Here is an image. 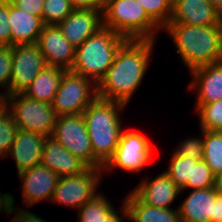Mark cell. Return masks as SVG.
<instances>
[{"label":"cell","instance_id":"1","mask_svg":"<svg viewBox=\"0 0 222 222\" xmlns=\"http://www.w3.org/2000/svg\"><path fill=\"white\" fill-rule=\"evenodd\" d=\"M155 41L127 39L97 85L98 98L127 105L143 81Z\"/></svg>","mask_w":222,"mask_h":222},{"label":"cell","instance_id":"2","mask_svg":"<svg viewBox=\"0 0 222 222\" xmlns=\"http://www.w3.org/2000/svg\"><path fill=\"white\" fill-rule=\"evenodd\" d=\"M127 105L96 98L83 111L93 157L104 166L112 157L122 133L120 110Z\"/></svg>","mask_w":222,"mask_h":222},{"label":"cell","instance_id":"3","mask_svg":"<svg viewBox=\"0 0 222 222\" xmlns=\"http://www.w3.org/2000/svg\"><path fill=\"white\" fill-rule=\"evenodd\" d=\"M163 30L173 39L178 54L190 71L218 62L221 25L167 24Z\"/></svg>","mask_w":222,"mask_h":222},{"label":"cell","instance_id":"4","mask_svg":"<svg viewBox=\"0 0 222 222\" xmlns=\"http://www.w3.org/2000/svg\"><path fill=\"white\" fill-rule=\"evenodd\" d=\"M126 40L111 29L101 28L76 47L75 60L70 71L83 75L98 85Z\"/></svg>","mask_w":222,"mask_h":222},{"label":"cell","instance_id":"5","mask_svg":"<svg viewBox=\"0 0 222 222\" xmlns=\"http://www.w3.org/2000/svg\"><path fill=\"white\" fill-rule=\"evenodd\" d=\"M102 18L104 28L126 39L155 40L161 29L136 0H105Z\"/></svg>","mask_w":222,"mask_h":222},{"label":"cell","instance_id":"6","mask_svg":"<svg viewBox=\"0 0 222 222\" xmlns=\"http://www.w3.org/2000/svg\"><path fill=\"white\" fill-rule=\"evenodd\" d=\"M6 108L13 116L17 129L39 133L45 137L52 135L58 117L52 104L16 93L6 96Z\"/></svg>","mask_w":222,"mask_h":222},{"label":"cell","instance_id":"7","mask_svg":"<svg viewBox=\"0 0 222 222\" xmlns=\"http://www.w3.org/2000/svg\"><path fill=\"white\" fill-rule=\"evenodd\" d=\"M97 95V85L83 75L66 70L52 101L57 116L81 114Z\"/></svg>","mask_w":222,"mask_h":222},{"label":"cell","instance_id":"8","mask_svg":"<svg viewBox=\"0 0 222 222\" xmlns=\"http://www.w3.org/2000/svg\"><path fill=\"white\" fill-rule=\"evenodd\" d=\"M51 136L88 168H103L93 157L86 122L82 113L58 116Z\"/></svg>","mask_w":222,"mask_h":222},{"label":"cell","instance_id":"9","mask_svg":"<svg viewBox=\"0 0 222 222\" xmlns=\"http://www.w3.org/2000/svg\"><path fill=\"white\" fill-rule=\"evenodd\" d=\"M148 140L137 131H122L117 148L102 170L119 167L128 172L142 171L152 159L153 150Z\"/></svg>","mask_w":222,"mask_h":222},{"label":"cell","instance_id":"10","mask_svg":"<svg viewBox=\"0 0 222 222\" xmlns=\"http://www.w3.org/2000/svg\"><path fill=\"white\" fill-rule=\"evenodd\" d=\"M102 172V168L87 167L82 173L60 177L52 201L79 209L97 194Z\"/></svg>","mask_w":222,"mask_h":222},{"label":"cell","instance_id":"11","mask_svg":"<svg viewBox=\"0 0 222 222\" xmlns=\"http://www.w3.org/2000/svg\"><path fill=\"white\" fill-rule=\"evenodd\" d=\"M12 71L9 95L24 93L47 64L37 43L12 46Z\"/></svg>","mask_w":222,"mask_h":222},{"label":"cell","instance_id":"12","mask_svg":"<svg viewBox=\"0 0 222 222\" xmlns=\"http://www.w3.org/2000/svg\"><path fill=\"white\" fill-rule=\"evenodd\" d=\"M37 44L47 66L71 70L76 48L63 36L58 25H44Z\"/></svg>","mask_w":222,"mask_h":222},{"label":"cell","instance_id":"13","mask_svg":"<svg viewBox=\"0 0 222 222\" xmlns=\"http://www.w3.org/2000/svg\"><path fill=\"white\" fill-rule=\"evenodd\" d=\"M21 179L22 196L26 206L43 201H52L60 176L44 165L38 164L18 174Z\"/></svg>","mask_w":222,"mask_h":222},{"label":"cell","instance_id":"14","mask_svg":"<svg viewBox=\"0 0 222 222\" xmlns=\"http://www.w3.org/2000/svg\"><path fill=\"white\" fill-rule=\"evenodd\" d=\"M220 13L208 0H172V13L168 24L195 26L221 25Z\"/></svg>","mask_w":222,"mask_h":222},{"label":"cell","instance_id":"15","mask_svg":"<svg viewBox=\"0 0 222 222\" xmlns=\"http://www.w3.org/2000/svg\"><path fill=\"white\" fill-rule=\"evenodd\" d=\"M58 26L63 36L76 48L103 28L102 10L73 9Z\"/></svg>","mask_w":222,"mask_h":222},{"label":"cell","instance_id":"16","mask_svg":"<svg viewBox=\"0 0 222 222\" xmlns=\"http://www.w3.org/2000/svg\"><path fill=\"white\" fill-rule=\"evenodd\" d=\"M151 180H144L132 191L145 204L170 209V205L175 201L176 197L181 194V189L165 172Z\"/></svg>","mask_w":222,"mask_h":222},{"label":"cell","instance_id":"17","mask_svg":"<svg viewBox=\"0 0 222 222\" xmlns=\"http://www.w3.org/2000/svg\"><path fill=\"white\" fill-rule=\"evenodd\" d=\"M191 74L194 79L189 85V90L196 89V104H208L222 99V63L194 68Z\"/></svg>","mask_w":222,"mask_h":222},{"label":"cell","instance_id":"18","mask_svg":"<svg viewBox=\"0 0 222 222\" xmlns=\"http://www.w3.org/2000/svg\"><path fill=\"white\" fill-rule=\"evenodd\" d=\"M45 138L39 133L17 130L8 155L16 161L18 174L40 164Z\"/></svg>","mask_w":222,"mask_h":222},{"label":"cell","instance_id":"19","mask_svg":"<svg viewBox=\"0 0 222 222\" xmlns=\"http://www.w3.org/2000/svg\"><path fill=\"white\" fill-rule=\"evenodd\" d=\"M40 164L46 166L60 177L76 175L87 168L82 161L65 149L52 136H48L44 140Z\"/></svg>","mask_w":222,"mask_h":222},{"label":"cell","instance_id":"20","mask_svg":"<svg viewBox=\"0 0 222 222\" xmlns=\"http://www.w3.org/2000/svg\"><path fill=\"white\" fill-rule=\"evenodd\" d=\"M216 194L214 187L192 190L177 207L181 222H211Z\"/></svg>","mask_w":222,"mask_h":222},{"label":"cell","instance_id":"21","mask_svg":"<svg viewBox=\"0 0 222 222\" xmlns=\"http://www.w3.org/2000/svg\"><path fill=\"white\" fill-rule=\"evenodd\" d=\"M11 46L37 43L44 23L42 18L30 15L9 2Z\"/></svg>","mask_w":222,"mask_h":222},{"label":"cell","instance_id":"22","mask_svg":"<svg viewBox=\"0 0 222 222\" xmlns=\"http://www.w3.org/2000/svg\"><path fill=\"white\" fill-rule=\"evenodd\" d=\"M128 219L134 222H181L178 208H158L145 204L133 191L124 201Z\"/></svg>","mask_w":222,"mask_h":222},{"label":"cell","instance_id":"23","mask_svg":"<svg viewBox=\"0 0 222 222\" xmlns=\"http://www.w3.org/2000/svg\"><path fill=\"white\" fill-rule=\"evenodd\" d=\"M121 208L123 217H119L110 201L98 192L78 209V222H123L125 217L128 218L125 202Z\"/></svg>","mask_w":222,"mask_h":222},{"label":"cell","instance_id":"24","mask_svg":"<svg viewBox=\"0 0 222 222\" xmlns=\"http://www.w3.org/2000/svg\"><path fill=\"white\" fill-rule=\"evenodd\" d=\"M65 71L60 67L46 66L23 94L33 100L51 104Z\"/></svg>","mask_w":222,"mask_h":222},{"label":"cell","instance_id":"25","mask_svg":"<svg viewBox=\"0 0 222 222\" xmlns=\"http://www.w3.org/2000/svg\"><path fill=\"white\" fill-rule=\"evenodd\" d=\"M203 135V160L216 176L222 172V131L201 130Z\"/></svg>","mask_w":222,"mask_h":222},{"label":"cell","instance_id":"26","mask_svg":"<svg viewBox=\"0 0 222 222\" xmlns=\"http://www.w3.org/2000/svg\"><path fill=\"white\" fill-rule=\"evenodd\" d=\"M195 107L201 130L222 131V99L208 104H197Z\"/></svg>","mask_w":222,"mask_h":222},{"label":"cell","instance_id":"27","mask_svg":"<svg viewBox=\"0 0 222 222\" xmlns=\"http://www.w3.org/2000/svg\"><path fill=\"white\" fill-rule=\"evenodd\" d=\"M169 161V167L164 172L181 190H184L188 180H191L192 158L172 155Z\"/></svg>","mask_w":222,"mask_h":222},{"label":"cell","instance_id":"28","mask_svg":"<svg viewBox=\"0 0 222 222\" xmlns=\"http://www.w3.org/2000/svg\"><path fill=\"white\" fill-rule=\"evenodd\" d=\"M215 184V175L210 170L208 164L202 159L197 160L192 158V172L191 180H188L187 186L184 188L185 191L188 188L195 189H205L214 187Z\"/></svg>","mask_w":222,"mask_h":222},{"label":"cell","instance_id":"29","mask_svg":"<svg viewBox=\"0 0 222 222\" xmlns=\"http://www.w3.org/2000/svg\"><path fill=\"white\" fill-rule=\"evenodd\" d=\"M147 15L163 29L170 21L172 0H136Z\"/></svg>","mask_w":222,"mask_h":222},{"label":"cell","instance_id":"30","mask_svg":"<svg viewBox=\"0 0 222 222\" xmlns=\"http://www.w3.org/2000/svg\"><path fill=\"white\" fill-rule=\"evenodd\" d=\"M73 9L69 0H45L42 21L44 25H58Z\"/></svg>","mask_w":222,"mask_h":222},{"label":"cell","instance_id":"31","mask_svg":"<svg viewBox=\"0 0 222 222\" xmlns=\"http://www.w3.org/2000/svg\"><path fill=\"white\" fill-rule=\"evenodd\" d=\"M13 116L6 109L0 114V156L7 157L17 133Z\"/></svg>","mask_w":222,"mask_h":222},{"label":"cell","instance_id":"32","mask_svg":"<svg viewBox=\"0 0 222 222\" xmlns=\"http://www.w3.org/2000/svg\"><path fill=\"white\" fill-rule=\"evenodd\" d=\"M12 67V46H0V86L6 88L5 96L9 95Z\"/></svg>","mask_w":222,"mask_h":222},{"label":"cell","instance_id":"33","mask_svg":"<svg viewBox=\"0 0 222 222\" xmlns=\"http://www.w3.org/2000/svg\"><path fill=\"white\" fill-rule=\"evenodd\" d=\"M202 137V138H201ZM200 138H189L175 149L173 155L191 157L197 160L203 159V136Z\"/></svg>","mask_w":222,"mask_h":222},{"label":"cell","instance_id":"34","mask_svg":"<svg viewBox=\"0 0 222 222\" xmlns=\"http://www.w3.org/2000/svg\"><path fill=\"white\" fill-rule=\"evenodd\" d=\"M0 46H11L9 2L0 4Z\"/></svg>","mask_w":222,"mask_h":222},{"label":"cell","instance_id":"35","mask_svg":"<svg viewBox=\"0 0 222 222\" xmlns=\"http://www.w3.org/2000/svg\"><path fill=\"white\" fill-rule=\"evenodd\" d=\"M45 0H10V3L30 15L42 18V10Z\"/></svg>","mask_w":222,"mask_h":222},{"label":"cell","instance_id":"36","mask_svg":"<svg viewBox=\"0 0 222 222\" xmlns=\"http://www.w3.org/2000/svg\"><path fill=\"white\" fill-rule=\"evenodd\" d=\"M15 207L12 206L7 214H15L13 219L10 222H46L42 218L38 217L36 214L31 213L27 210H15ZM17 211V212H16Z\"/></svg>","mask_w":222,"mask_h":222},{"label":"cell","instance_id":"37","mask_svg":"<svg viewBox=\"0 0 222 222\" xmlns=\"http://www.w3.org/2000/svg\"><path fill=\"white\" fill-rule=\"evenodd\" d=\"M74 9L102 10L105 0H69Z\"/></svg>","mask_w":222,"mask_h":222},{"label":"cell","instance_id":"38","mask_svg":"<svg viewBox=\"0 0 222 222\" xmlns=\"http://www.w3.org/2000/svg\"><path fill=\"white\" fill-rule=\"evenodd\" d=\"M211 222H222V194L217 193L214 201V217Z\"/></svg>","mask_w":222,"mask_h":222},{"label":"cell","instance_id":"39","mask_svg":"<svg viewBox=\"0 0 222 222\" xmlns=\"http://www.w3.org/2000/svg\"><path fill=\"white\" fill-rule=\"evenodd\" d=\"M14 196L10 195V193H3L0 192V212L6 211V213L9 211V209L14 204Z\"/></svg>","mask_w":222,"mask_h":222},{"label":"cell","instance_id":"40","mask_svg":"<svg viewBox=\"0 0 222 222\" xmlns=\"http://www.w3.org/2000/svg\"><path fill=\"white\" fill-rule=\"evenodd\" d=\"M214 188L217 193L222 194V172L215 176Z\"/></svg>","mask_w":222,"mask_h":222},{"label":"cell","instance_id":"41","mask_svg":"<svg viewBox=\"0 0 222 222\" xmlns=\"http://www.w3.org/2000/svg\"><path fill=\"white\" fill-rule=\"evenodd\" d=\"M6 96L0 93V114L6 110Z\"/></svg>","mask_w":222,"mask_h":222},{"label":"cell","instance_id":"42","mask_svg":"<svg viewBox=\"0 0 222 222\" xmlns=\"http://www.w3.org/2000/svg\"><path fill=\"white\" fill-rule=\"evenodd\" d=\"M218 62L222 63V22H221V32H220V39H219Z\"/></svg>","mask_w":222,"mask_h":222},{"label":"cell","instance_id":"43","mask_svg":"<svg viewBox=\"0 0 222 222\" xmlns=\"http://www.w3.org/2000/svg\"><path fill=\"white\" fill-rule=\"evenodd\" d=\"M220 13H222V0H208Z\"/></svg>","mask_w":222,"mask_h":222},{"label":"cell","instance_id":"44","mask_svg":"<svg viewBox=\"0 0 222 222\" xmlns=\"http://www.w3.org/2000/svg\"><path fill=\"white\" fill-rule=\"evenodd\" d=\"M8 2H10V0H0V4L8 3Z\"/></svg>","mask_w":222,"mask_h":222}]
</instances>
